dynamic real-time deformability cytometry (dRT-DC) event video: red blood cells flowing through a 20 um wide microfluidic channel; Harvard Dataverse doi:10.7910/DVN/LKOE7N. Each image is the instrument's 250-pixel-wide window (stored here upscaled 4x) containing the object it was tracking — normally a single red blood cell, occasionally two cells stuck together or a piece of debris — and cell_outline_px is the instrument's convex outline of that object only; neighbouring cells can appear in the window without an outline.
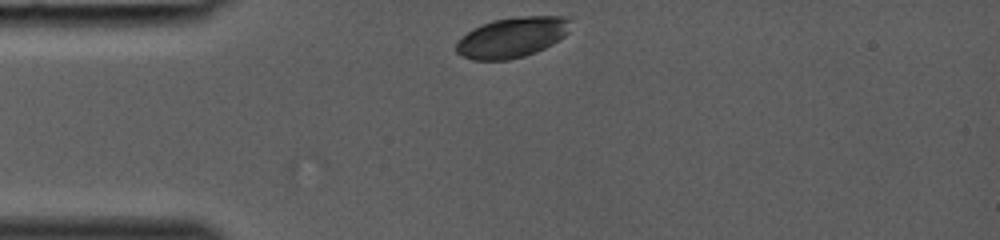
{"species": "common noctule bat (a hibernating species)", "species_latin": "Nyctalus noctula", "temperature_condition": "room temperature", "stored_images_in_passage": 2, "camera_frame_rate_fps": 3000, "um_per_image_px": 0.085, "animal": {"sex": "female", "body_mass_g": 19.0, "forearm_length_mm": 53.3}, "frame": {"image": 1, "passage_image": 2, "time_ms": 0.333, "image_size_px": [1000, 240], "cell_outline_px": [[572, 20], [568, 32], [564, 36], [552, 44], [536, 52], [524, 56], [508, 60], [472, 60], [456, 52], [456, 44], [468, 32], [492, 20], [524, 16], [564, 16]], "centroid_in_image_um": [43.57, 3.18], "position_along_channel_um": 41.4, "area_um2": 26.59}}